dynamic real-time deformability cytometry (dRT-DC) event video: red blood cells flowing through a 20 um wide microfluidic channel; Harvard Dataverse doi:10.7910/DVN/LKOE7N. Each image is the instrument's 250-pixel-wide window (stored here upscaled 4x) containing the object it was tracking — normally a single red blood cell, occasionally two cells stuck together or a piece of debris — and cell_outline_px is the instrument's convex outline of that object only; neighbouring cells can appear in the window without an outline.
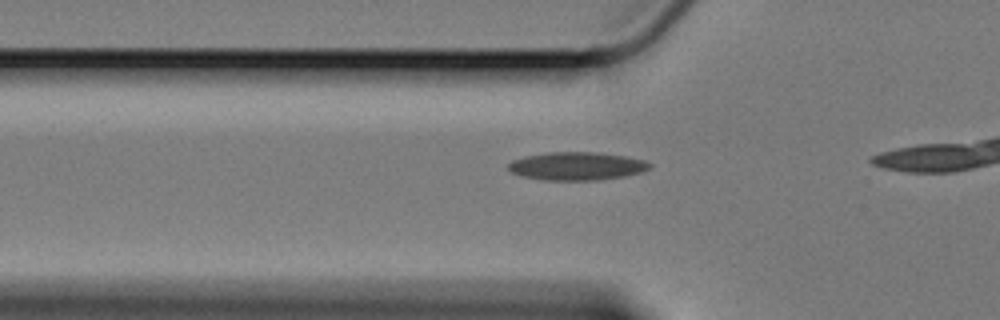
{"species": "Egyptian fruit bat (a non-hibernating species)", "species_latin": "Rousettus aegyptiacus", "temperature_condition": "cold", "stored_images_in_passage": 20, "camera_frame_rate_fps": 3000, "um_per_image_px": 0.085, "animal": {"sex": "female"}, "frame": {"image": 1, "passage_image": 14, "time_ms": 4.333, "image_size_px": [1000, 320], "cell_outline_px": [[652, 168], [640, 172], [624, 176], [596, 180], [544, 180], [524, 176], [512, 172], [508, 168], [508, 164], [512, 160], [524, 156], [548, 152], [596, 152], [628, 156], [644, 160], [652, 164]], "centroid_in_image_um": [49.05, 14.11], "position_along_channel_um": 76.7, "area_um2": 23.18}}
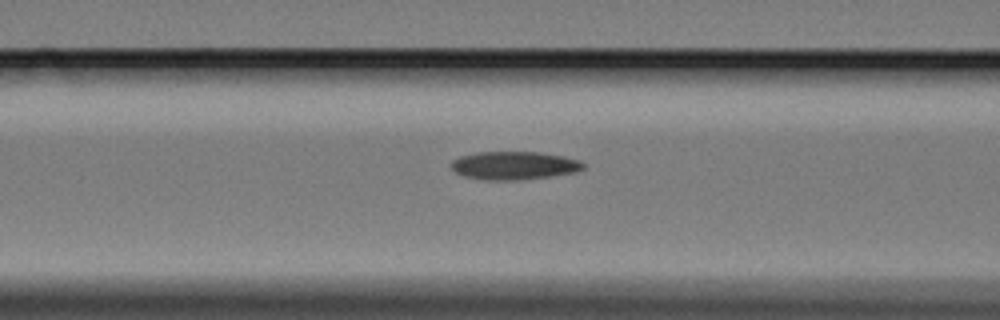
{"frame": {"image": 2, "passage_image": 18, "time_ms": 5.667, "image_size_px": [1000, 320], "cell_outline_px": [[584, 168], [576, 172], [548, 176], [516, 180], [484, 180], [464, 176], [456, 172], [452, 168], [452, 160], [460, 156], [476, 152], [536, 152], [564, 156], [580, 160], [584, 164]], "centroid_in_image_um": [43.69, 14.06], "position_along_channel_um": 122.9, "area_um2": 21.56}}